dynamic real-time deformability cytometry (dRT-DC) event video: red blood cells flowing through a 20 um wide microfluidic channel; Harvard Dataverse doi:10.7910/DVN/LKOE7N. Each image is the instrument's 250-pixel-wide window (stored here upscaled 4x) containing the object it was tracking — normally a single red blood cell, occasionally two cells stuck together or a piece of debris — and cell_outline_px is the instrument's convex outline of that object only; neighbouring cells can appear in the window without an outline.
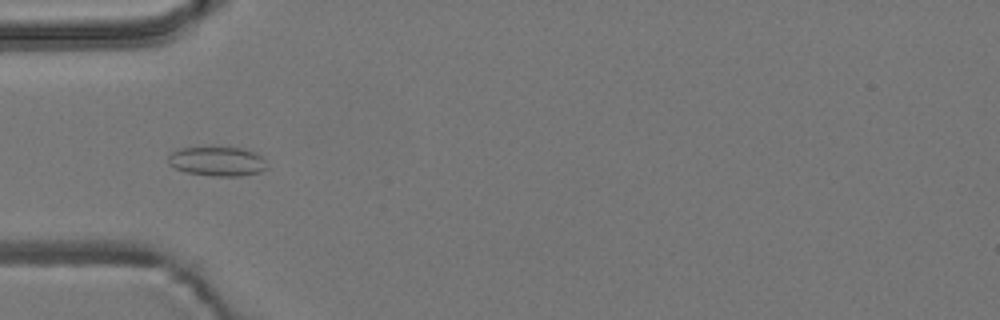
{"species": "common noctule bat (a hibernating species)", "species_latin": "Nyctalus noctula", "temperature_condition": "room temperature", "stored_images_in_passage": 5, "camera_frame_rate_fps": 3000, "um_per_image_px": 0.085, "animal": {"sex": "male", "body_mass_g": 19.2, "forearm_length_mm": 51.8}, "frame": {"image": 1, "passage_image": 5, "time_ms": 1.333, "image_size_px": [1000, 320], "cell_outline_px": [[268, 168], [260, 172], [240, 176], [212, 176], [184, 172], [168, 164], [168, 156], [172, 152], [180, 148], [244, 148], [256, 152], [264, 160]], "centroid_in_image_um": [18.48, 13.73], "position_along_channel_um": 66.5, "area_um2": 16.88}}